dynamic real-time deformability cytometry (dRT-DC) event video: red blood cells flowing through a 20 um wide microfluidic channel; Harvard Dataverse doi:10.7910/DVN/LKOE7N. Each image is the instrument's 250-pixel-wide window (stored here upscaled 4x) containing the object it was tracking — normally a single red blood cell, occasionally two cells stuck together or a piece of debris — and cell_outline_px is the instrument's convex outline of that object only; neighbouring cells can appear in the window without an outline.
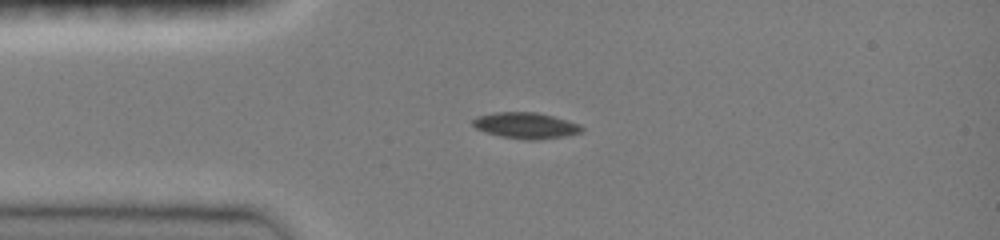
{"species": "common noctule bat (a hibernating species)", "species_latin": "Nyctalus noctula", "temperature_condition": "room temperature", "stored_images_in_passage": 23, "camera_frame_rate_fps": 3000, "um_per_image_px": 0.085, "animal": {"sex": "female", "body_mass_g": 19.0, "forearm_length_mm": 51.5}, "frame": {"image": 1, "passage_image": 3, "time_ms": 1.0, "image_size_px": [1000, 240], "cell_outline_px": [[584, 132], [568, 136], [540, 140], [528, 140], [500, 136], [484, 132], [476, 128], [472, 124], [472, 120], [476, 116], [496, 112], [536, 112], [552, 116], [580, 124], [584, 128]], "centroid_in_image_um": [44.72, 10.68], "position_along_channel_um": 40.3, "area_um2": 16.76}}
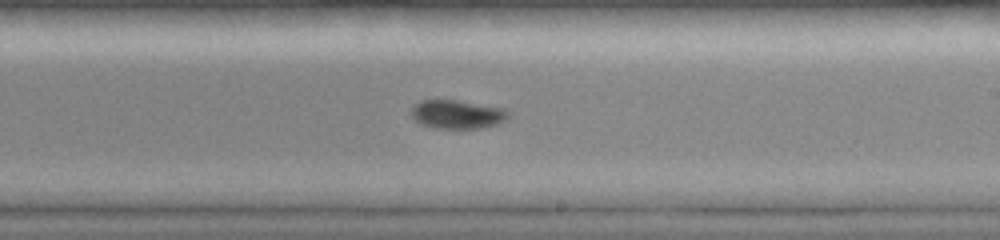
{"frame": {"image": 2, "passage_image": 14, "time_ms": 6.667, "image_size_px": [1000, 240], "cell_outline_px": [[512, 112], [504, 120], [496, 124], [484, 128], [436, 128], [420, 124], [412, 116], [412, 104], [420, 100], [456, 100], [504, 108]], "centroid_in_image_um": [38.86, 9.71], "position_along_channel_um": 250.1, "area_um2": 16.24}}
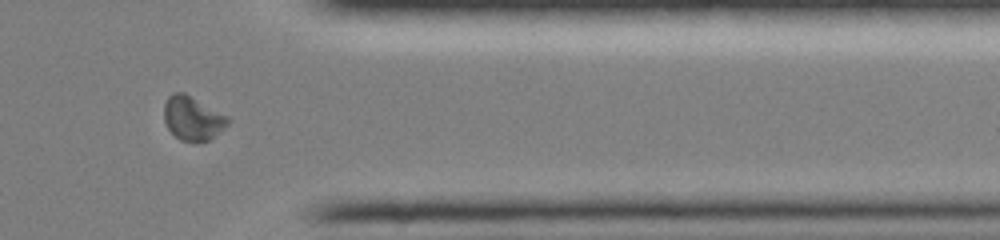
{"frame": {"image": 3, "passage_image": 21, "time_ms": 10.333, "image_size_px": [1000, 240], "cell_outline_px": [[232, 120], [220, 132], [208, 140], [180, 140], [168, 128], [164, 120], [164, 104], [168, 96], [172, 92], [184, 92], [228, 116]], "centroid_in_image_um": [16.38, 10.02], "position_along_channel_um": 395.0, "area_um2": 16.18}, "authors_computed_cell_mechanics": {"area_um2": 16.762, "velocity_mm_per_s": 4.0116, "shape_relaxation_time_tau1_ms": null, "shape_relaxation_time_tau2_ms": 6.0628, "deformation_change_tau1": null, "deformation_change_tau2": 0.0768}}